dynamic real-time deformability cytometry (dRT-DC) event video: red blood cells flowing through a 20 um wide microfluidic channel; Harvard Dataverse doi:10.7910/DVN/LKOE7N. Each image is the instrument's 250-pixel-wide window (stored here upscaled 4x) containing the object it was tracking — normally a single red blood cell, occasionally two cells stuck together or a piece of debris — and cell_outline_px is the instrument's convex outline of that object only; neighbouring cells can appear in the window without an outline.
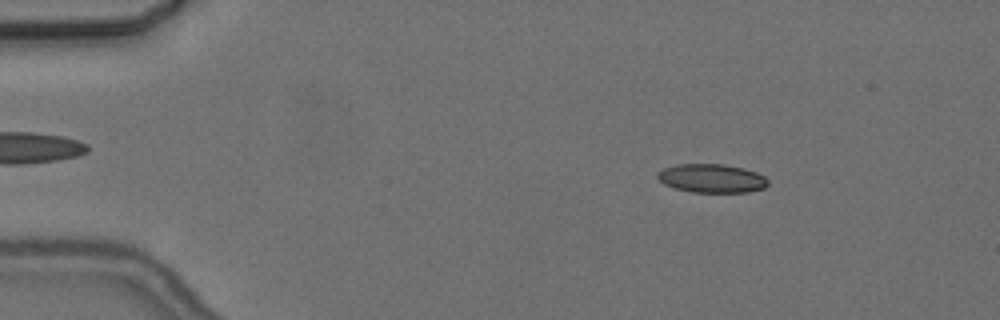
{"species": "common noctule bat (a hibernating species)", "species_latin": "Nyctalus noctula", "temperature_condition": "cold", "stored_images_in_passage": 5, "camera_frame_rate_fps": 3000, "um_per_image_px": 0.085, "animal": {"sex": "female", "body_mass_g": 24.6, "forearm_length_mm": 56.2}, "frame": {"image": 1, "passage_image": 2, "time_ms": 1.333, "image_size_px": [1000, 320], "cell_outline_px": [[768, 184], [764, 188], [748, 192], [692, 192], [676, 188], [664, 184], [656, 176], [656, 172], [664, 168], [676, 164], [724, 164], [744, 168], [756, 172], [764, 176], [768, 180]], "centroid_in_image_um": [60.49, 15.15], "position_along_channel_um": 24.5, "area_um2": 18.5}}
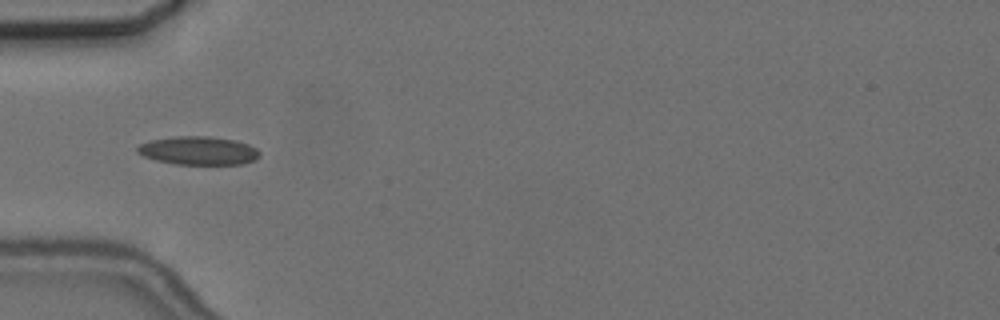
{"frame": {"image": 2, "passage_image": 5, "time_ms": 4.667, "image_size_px": [1000, 320], "cell_outline_px": [[260, 156], [256, 160], [244, 164], [176, 164], [156, 160], [144, 156], [136, 152], [136, 148], [140, 144], [152, 140], [176, 136], [208, 136], [236, 140], [248, 144], [256, 148], [260, 152]], "centroid_in_image_um": [16.9, 12.8], "position_along_channel_um": 68.1, "area_um2": 20.29}}